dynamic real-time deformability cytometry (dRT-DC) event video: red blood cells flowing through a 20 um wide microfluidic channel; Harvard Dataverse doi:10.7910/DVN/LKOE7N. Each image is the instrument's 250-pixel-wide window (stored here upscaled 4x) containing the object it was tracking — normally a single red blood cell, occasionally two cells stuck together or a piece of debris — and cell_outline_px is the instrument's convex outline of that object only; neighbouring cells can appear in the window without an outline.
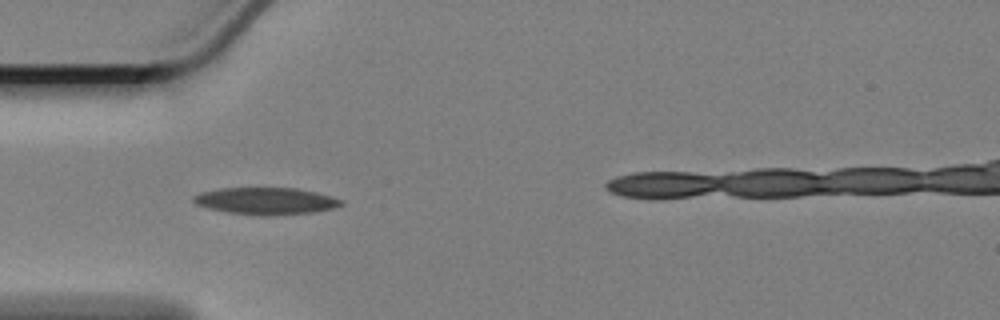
{"species": "Egyptian fruit bat (a non-hibernating species)", "species_latin": "Rousettus aegyptiacus", "temperature_condition": "cold", "stored_images_in_passage": 15, "camera_frame_rate_fps": 3000, "um_per_image_px": 0.085, "animal": {"sex": "female"}, "frame": {"image": 1, "passage_image": 5, "time_ms": 1.333, "image_size_px": [1000, 320], "cell_outline_px": [[344, 204], [332, 208], [316, 212], [268, 216], [256, 216], [228, 212], [208, 208], [196, 204], [192, 200], [192, 196], [204, 192], [220, 188], [296, 188], [316, 192], [332, 196], [344, 200]], "centroid_in_image_um": [22.63, 17.09], "position_along_channel_um": 62.4, "area_um2": 23.35}}
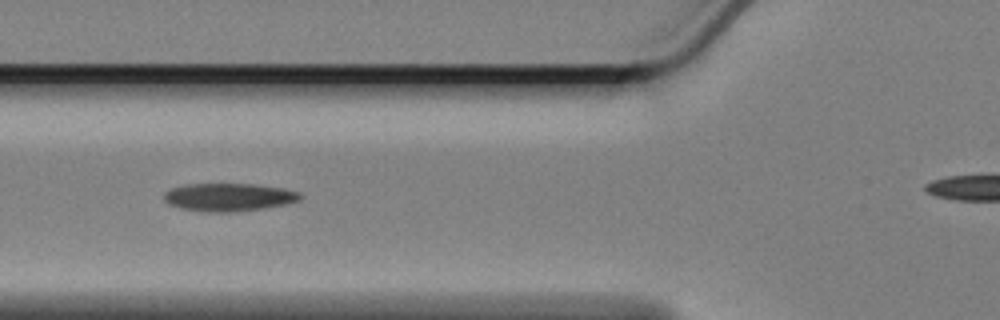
{"frame": {"image": 2, "passage_image": 9, "time_ms": 2.667, "image_size_px": [1000, 320], "cell_outline_px": [[304, 196], [300, 200], [284, 204], [236, 212], [208, 212], [180, 208], [168, 204], [164, 200], [164, 192], [172, 188], [184, 184], [252, 184], [284, 188], [300, 192]], "centroid_in_image_um": [19.44, 16.75], "position_along_channel_um": 106.4, "area_um2": 22.2}}
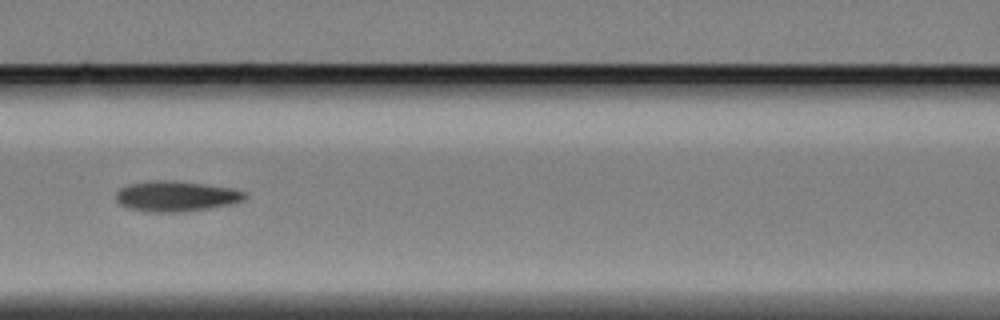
{"frame": {"image": 3, "passage_image": 13, "time_ms": 4.0, "image_size_px": [1000, 320], "cell_outline_px": [[248, 196], [244, 200], [232, 204], [208, 208], [180, 212], [148, 212], [128, 208], [120, 204], [116, 200], [116, 192], [120, 188], [128, 184], [152, 180], [172, 180], [232, 188], [244, 192]], "centroid_in_image_um": [14.94, 16.68], "position_along_channel_um": 151.7, "area_um2": 22.89}}